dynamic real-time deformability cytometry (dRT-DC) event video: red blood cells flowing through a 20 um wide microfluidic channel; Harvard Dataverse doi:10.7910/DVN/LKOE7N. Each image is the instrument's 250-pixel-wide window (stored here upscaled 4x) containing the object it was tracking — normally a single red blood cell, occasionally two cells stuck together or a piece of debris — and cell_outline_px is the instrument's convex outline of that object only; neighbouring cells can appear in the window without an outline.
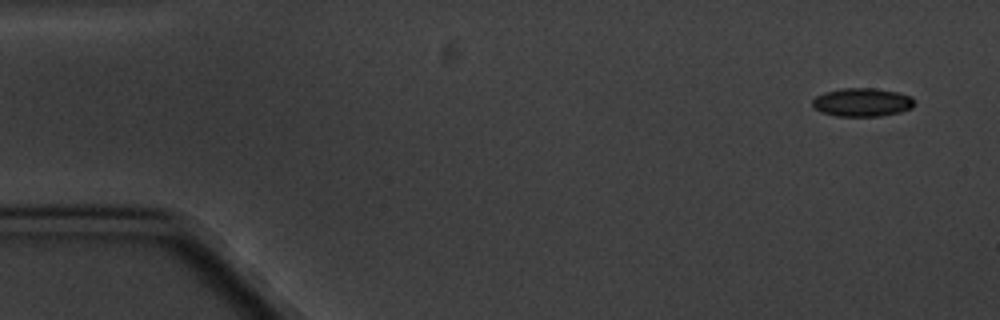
{"species": "common noctule bat (a hibernating species)", "species_latin": "Nyctalus noctula", "temperature_condition": "cold", "stored_images_in_passage": 5, "camera_frame_rate_fps": 3000, "um_per_image_px": 0.085, "animal": {"sex": "male", "body_mass_g": 20.1, "forearm_length_mm": 53.5}, "frame": {"image": 1, "passage_image": 1, "time_ms": 0.0, "image_size_px": [1000, 320], "cell_outline_px": [[912, 108], [900, 112], [880, 116], [836, 116], [820, 112], [812, 108], [812, 100], [816, 96], [824, 92], [844, 88], [872, 88], [896, 92], [912, 96]], "centroid_in_image_um": [73.23, 8.7], "position_along_channel_um": 11.8, "area_um2": 16.88}}
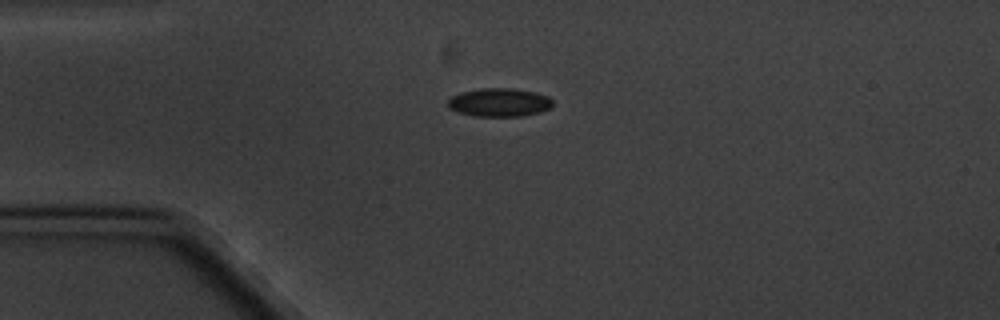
{"frame": {"image": 2, "passage_image": 4, "time_ms": 3.667, "image_size_px": [1000, 320], "cell_outline_px": [[552, 108], [540, 112], [524, 116], [472, 116], [456, 112], [448, 108], [448, 100], [452, 96], [460, 92], [480, 88], [512, 88], [536, 92], [548, 96], [552, 100]], "centroid_in_image_um": [42.44, 8.71], "position_along_channel_um": 42.6, "area_um2": 17.63}}